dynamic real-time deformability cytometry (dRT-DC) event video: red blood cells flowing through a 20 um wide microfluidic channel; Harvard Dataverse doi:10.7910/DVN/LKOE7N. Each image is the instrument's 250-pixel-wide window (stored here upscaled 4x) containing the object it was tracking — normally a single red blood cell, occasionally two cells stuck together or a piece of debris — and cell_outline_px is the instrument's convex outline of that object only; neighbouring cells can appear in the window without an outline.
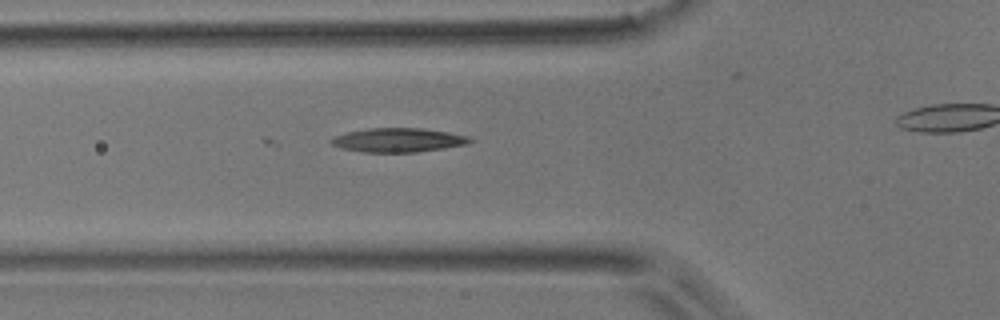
{"species": "common noctule bat (a hibernating species)", "species_latin": "Nyctalus noctula", "temperature_condition": "room temperature", "stored_images_in_passage": 4, "camera_frame_rate_fps": 3000, "um_per_image_px": 0.085, "animal": {"sex": "male", "body_mass_g": 17.9}, "frame": {"image": 1, "passage_image": 3, "time_ms": 0.667, "image_size_px": [1000, 320], "cell_outline_px": [[476, 140], [468, 144], [444, 148], [416, 152], [364, 152], [340, 148], [332, 144], [328, 140], [336, 136], [348, 132], [368, 128], [424, 128], [448, 132], [468, 136]], "centroid_in_image_um": [33.88, 11.9], "position_along_channel_um": 91.9, "area_um2": 19.48}}